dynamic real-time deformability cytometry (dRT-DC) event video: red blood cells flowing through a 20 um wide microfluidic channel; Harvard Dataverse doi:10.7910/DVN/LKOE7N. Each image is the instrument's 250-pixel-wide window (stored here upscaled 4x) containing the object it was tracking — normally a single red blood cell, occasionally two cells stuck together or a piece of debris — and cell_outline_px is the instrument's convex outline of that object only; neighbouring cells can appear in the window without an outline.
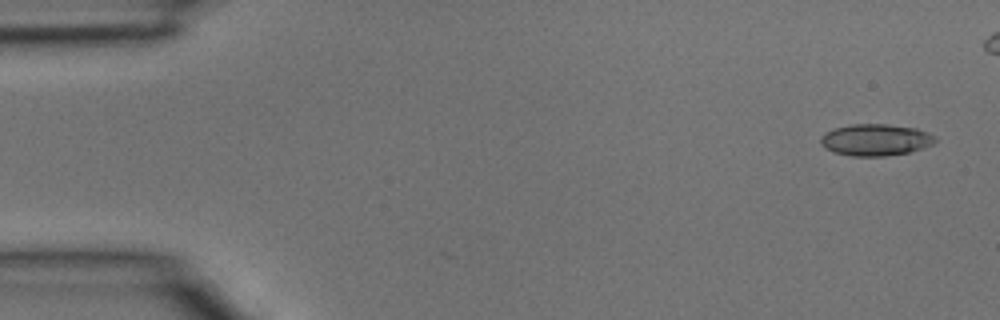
{"species": "common noctule bat (a hibernating species)", "species_latin": "Nyctalus noctula", "temperature_condition": "room temperature", "stored_images_in_passage": 2, "camera_frame_rate_fps": 3000, "um_per_image_px": 0.085, "animal": {"sex": "male", "body_mass_g": 15.6}, "frame": {"image": 1, "passage_image": 1, "time_ms": 0.0, "image_size_px": [1000, 320], "cell_outline_px": [[936, 140], [932, 144], [924, 148], [908, 152], [884, 156], [852, 156], [832, 152], [824, 148], [820, 144], [820, 136], [824, 132], [836, 128], [852, 124], [884, 124], [916, 128], [928, 132], [936, 136]], "centroid_in_image_um": [74.4, 11.89], "position_along_channel_um": 10.6, "area_um2": 21.27}}